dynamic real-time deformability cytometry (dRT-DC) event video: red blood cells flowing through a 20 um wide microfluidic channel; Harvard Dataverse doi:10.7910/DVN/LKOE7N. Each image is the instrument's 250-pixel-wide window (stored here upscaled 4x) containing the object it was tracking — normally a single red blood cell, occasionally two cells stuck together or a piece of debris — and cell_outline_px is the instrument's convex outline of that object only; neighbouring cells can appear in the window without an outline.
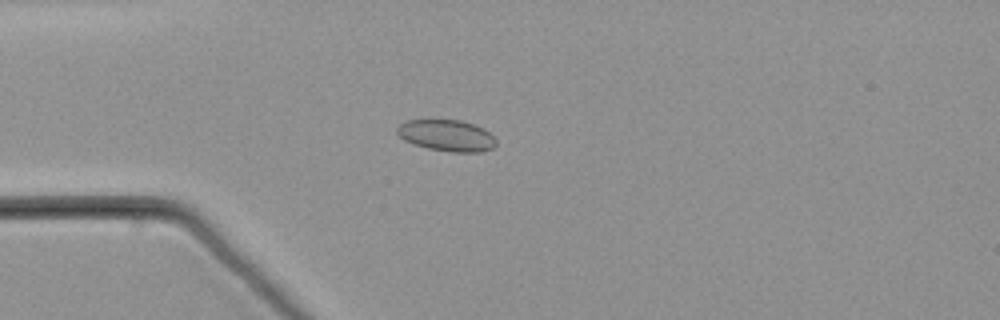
{"species": "common noctule bat (a hibernating species)", "species_latin": "Nyctalus noctula", "temperature_condition": "warm", "stored_images_in_passage": 44, "camera_frame_rate_fps": 3000, "um_per_image_px": 0.085, "animal": {"sex": "male", "body_mass_g": 21.5, "forearm_length_mm": 52.0}, "frame": {"image": 1, "passage_image": 12, "time_ms": 3.667, "image_size_px": [1000, 320], "cell_outline_px": [[496, 144], [492, 148], [484, 152], [452, 152], [428, 148], [404, 140], [396, 132], [396, 128], [400, 124], [408, 120], [460, 120], [484, 128], [496, 140]], "centroid_in_image_um": [37.98, 11.52], "position_along_channel_um": 47.0, "area_um2": 17.98}}
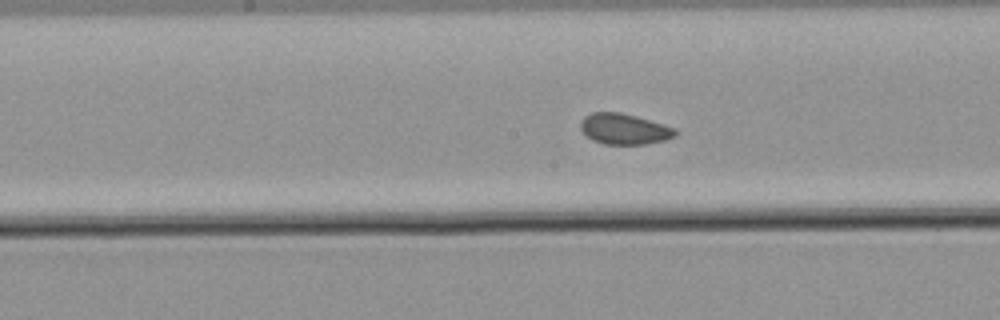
{"frame": {"image": 2, "passage_image": 25, "time_ms": 8.0, "image_size_px": [1000, 320], "cell_outline_px": [[680, 132], [676, 136], [664, 140], [644, 144], [604, 144], [592, 140], [580, 128], [580, 124], [584, 116], [592, 112], [620, 112], [636, 116], [676, 128]], "centroid_in_image_um": [53.08, 10.96], "position_along_channel_um": 195.1, "area_um2": 16.99}}
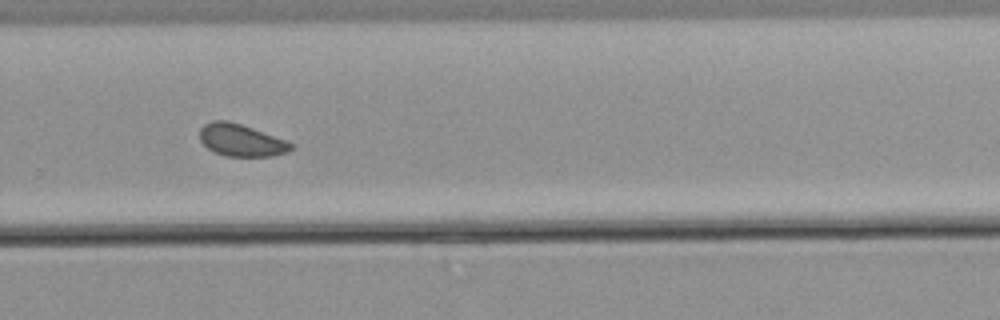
{"frame": {"image": 3, "passage_image": 34, "time_ms": 11.0, "image_size_px": [1000, 320], "cell_outline_px": [[296, 144], [288, 152], [272, 156], [224, 156], [208, 148], [200, 140], [200, 128], [204, 124], [212, 120], [228, 120], [252, 128]], "centroid_in_image_um": [20.5, 11.92], "position_along_channel_um": 309.3, "area_um2": 17.05}}